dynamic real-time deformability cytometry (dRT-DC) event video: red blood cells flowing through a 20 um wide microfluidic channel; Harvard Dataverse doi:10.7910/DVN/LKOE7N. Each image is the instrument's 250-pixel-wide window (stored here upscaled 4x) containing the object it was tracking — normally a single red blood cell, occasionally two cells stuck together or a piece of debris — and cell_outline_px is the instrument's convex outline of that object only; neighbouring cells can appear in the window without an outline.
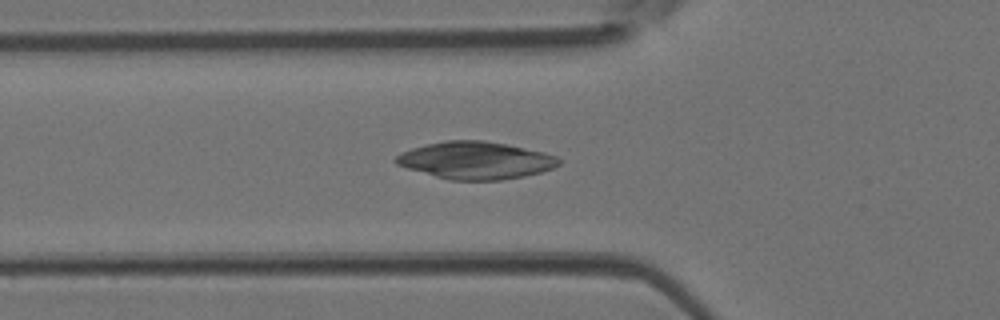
{"species": "Egyptian fruit bat (a non-hibernating species)", "species_latin": "Rousettus aegyptiacus", "temperature_condition": "room temperature", "stored_images_in_passage": 36, "camera_frame_rate_fps": 3000, "um_per_image_px": 0.085, "animal": {"sex": "female"}, "frame": {"image": 1, "passage_image": 9, "time_ms": 2.667, "image_size_px": [1000, 320], "cell_outline_px": [[560, 164], [552, 168], [540, 172], [524, 176], [500, 180], [452, 180], [436, 176], [408, 168], [396, 164], [392, 160], [400, 152], [412, 148], [444, 140], [484, 140], [544, 152], [556, 156], [560, 160]], "centroid_in_image_um": [40.41, 13.62], "position_along_channel_um": 85.4, "area_um2": 35.2}}
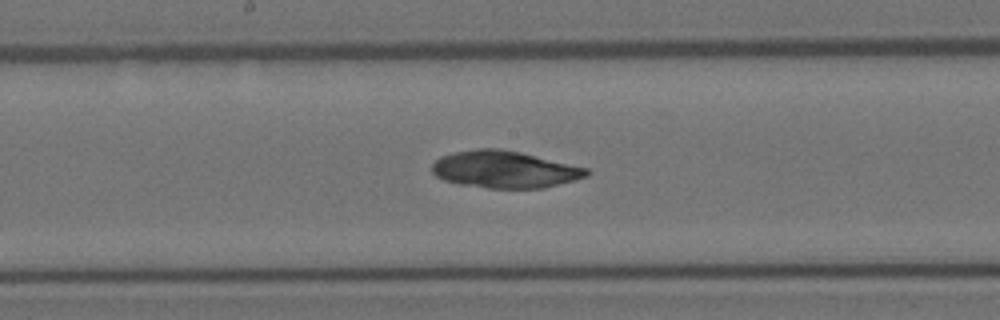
{"frame": {"image": 2, "passage_image": 17, "time_ms": 5.333, "image_size_px": [1000, 320], "cell_outline_px": [[588, 176], [544, 188], [488, 188], [460, 184], [444, 180], [436, 176], [432, 172], [432, 164], [440, 156], [452, 152], [480, 148], [500, 148], [520, 152], [588, 168]], "centroid_in_image_um": [42.86, 14.39], "position_along_channel_um": 205.3, "area_um2": 33.29}}
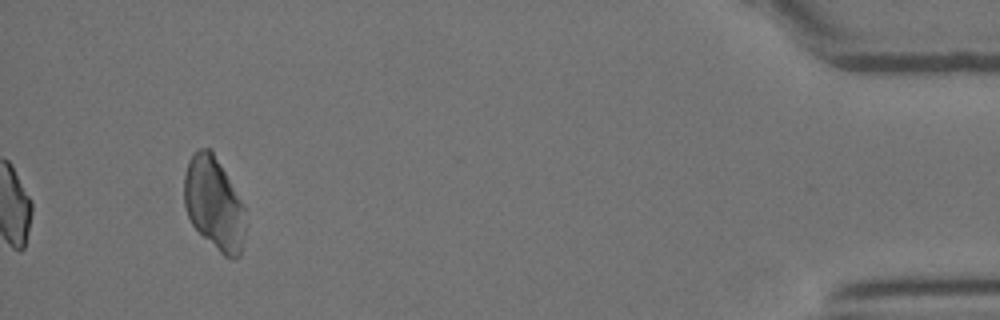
{"frame": {"image": 3, "passage_image": 36, "time_ms": 11.667, "image_size_px": [1000, 320], "cell_outline_px": [[244, 240], [240, 256], [236, 260], [232, 260], [224, 256], [192, 224], [188, 216], [184, 204], [184, 172], [188, 160], [192, 152], [196, 148], [212, 148], [244, 204]], "centroid_in_image_um": [18.19, 17.25], "position_along_channel_um": 417.0, "area_um2": 33.52}}